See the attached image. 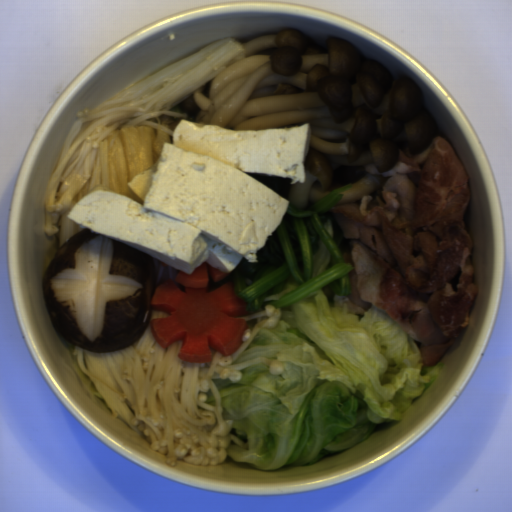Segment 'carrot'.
Here are the masks:
<instances>
[{"instance_id": "1", "label": "carrot", "mask_w": 512, "mask_h": 512, "mask_svg": "<svg viewBox=\"0 0 512 512\" xmlns=\"http://www.w3.org/2000/svg\"><path fill=\"white\" fill-rule=\"evenodd\" d=\"M228 274L205 261L157 287L150 305L168 312L149 322L158 346L166 350L181 340L178 360L185 363L210 362L211 348L223 357L238 352L248 324L235 317L247 316L249 310L232 281H226Z\"/></svg>"}]
</instances>
